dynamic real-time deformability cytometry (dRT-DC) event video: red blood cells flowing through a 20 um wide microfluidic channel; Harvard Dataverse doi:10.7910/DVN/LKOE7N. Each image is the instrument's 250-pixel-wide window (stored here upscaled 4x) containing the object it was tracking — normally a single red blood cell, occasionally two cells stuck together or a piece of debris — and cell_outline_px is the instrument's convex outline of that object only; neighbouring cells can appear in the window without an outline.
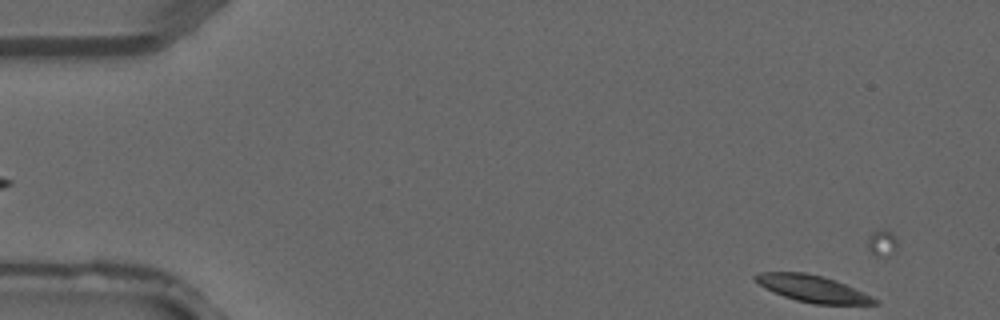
{"species": "common noctule bat (a hibernating species)", "species_latin": "Nyctalus noctula", "temperature_condition": "warm", "stored_images_in_passage": 4, "camera_frame_rate_fps": 3000, "um_per_image_px": 0.085, "animal": {"sex": "male", "forearm_length_mm": 52.5}, "frame": {"image": 1, "passage_image": 4, "time_ms": 1.0, "image_size_px": [1000, 320], "cell_outline_px": [[876, 304], [812, 304], [796, 300], [784, 296], [764, 288], [752, 276], [756, 272], [804, 272], [824, 276], [836, 280], [872, 296], [876, 300]], "centroid_in_image_um": [69.03, 24.52], "position_along_channel_um": 16.0, "area_um2": 18.5}}